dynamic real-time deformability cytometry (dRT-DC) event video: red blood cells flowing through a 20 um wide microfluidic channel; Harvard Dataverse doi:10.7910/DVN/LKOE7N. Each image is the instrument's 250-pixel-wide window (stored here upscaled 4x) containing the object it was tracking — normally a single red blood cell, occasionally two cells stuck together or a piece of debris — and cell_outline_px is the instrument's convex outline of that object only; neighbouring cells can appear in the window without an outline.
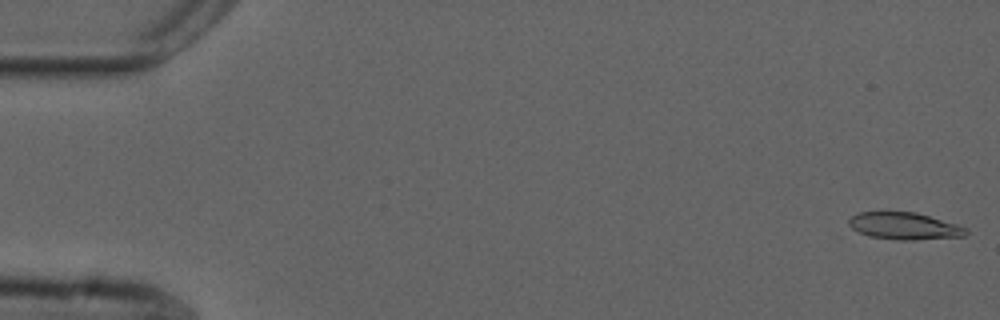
{"species": "common noctule bat (a hibernating species)", "species_latin": "Nyctalus noctula", "temperature_condition": "cold", "stored_images_in_passage": 8, "camera_frame_rate_fps": 3000, "um_per_image_px": 0.085, "animal": {"sex": "male", "forearm_length_mm": 52.5}, "frame": {"image": 1, "passage_image": 1, "time_ms": 0.0, "image_size_px": [1000, 320], "cell_outline_px": [[968, 232], [964, 236], [912, 240], [900, 240], [872, 236], [860, 232], [852, 228], [848, 224], [848, 220], [852, 216], [860, 212], [916, 212], [956, 224], [968, 228]], "centroid_in_image_um": [76.89, 19.21], "position_along_channel_um": 8.1, "area_um2": 18.21}}